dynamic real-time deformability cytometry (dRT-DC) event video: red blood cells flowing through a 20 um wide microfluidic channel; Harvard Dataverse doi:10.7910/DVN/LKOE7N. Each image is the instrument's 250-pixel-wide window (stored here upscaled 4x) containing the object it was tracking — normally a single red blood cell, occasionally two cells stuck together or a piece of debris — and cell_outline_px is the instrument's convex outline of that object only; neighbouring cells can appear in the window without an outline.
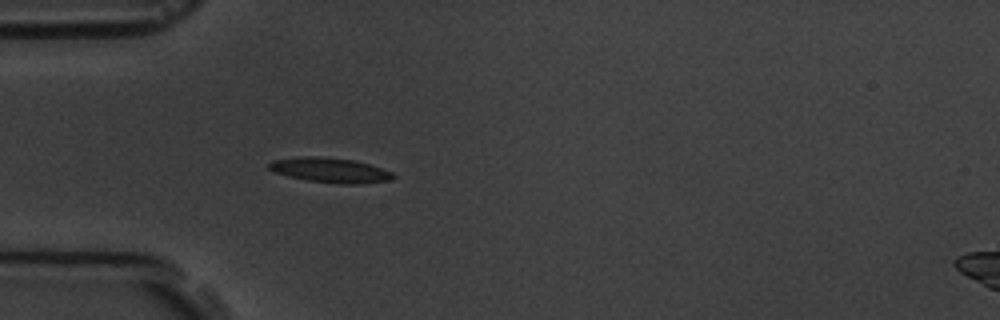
{"species": "common noctule bat (a hibernating species)", "species_latin": "Nyctalus noctula", "temperature_condition": "room temperature", "stored_images_in_passage": 3, "camera_frame_rate_fps": 3000, "um_per_image_px": 0.085, "animal": {"sex": "male", "body_mass_g": 19.5, "forearm_length_mm": 54.6}, "frame": {"image": 1, "passage_image": 3, "time_ms": 2.333, "image_size_px": [1000, 320], "cell_outline_px": [[396, 176], [388, 180], [360, 184], [344, 184], [308, 180], [288, 176], [276, 172], [268, 168], [268, 164], [272, 160], [300, 156], [320, 156], [352, 160], [368, 164], [392, 172]], "centroid_in_image_um": [28.03, 14.45], "position_along_channel_um": 57.0, "area_um2": 17.74}}